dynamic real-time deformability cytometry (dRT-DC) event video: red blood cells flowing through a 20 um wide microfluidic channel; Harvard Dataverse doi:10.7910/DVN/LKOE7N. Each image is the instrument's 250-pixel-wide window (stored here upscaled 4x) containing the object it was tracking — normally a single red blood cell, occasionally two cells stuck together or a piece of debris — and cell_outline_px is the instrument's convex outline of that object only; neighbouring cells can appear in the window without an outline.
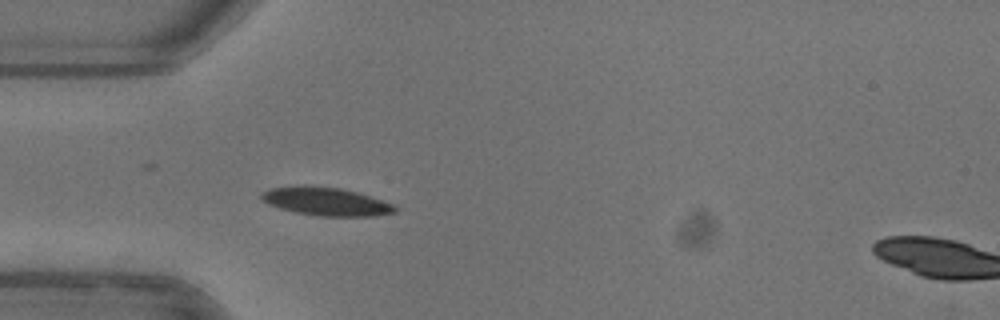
{"species": "common noctule bat (a hibernating species)", "species_latin": "Nyctalus noctula", "temperature_condition": "warm", "stored_images_in_passage": 37, "camera_frame_rate_fps": 3000, "um_per_image_px": 0.085, "animal": {"sex": "female"}, "frame": {"image": 1, "passage_image": 1, "time_ms": 0.0, "image_size_px": [1000, 320], "cell_outline_px": [[396, 212], [376, 216], [320, 216], [296, 212], [280, 208], [268, 204], [260, 196], [268, 188], [300, 184], [312, 184], [340, 188], [356, 192], [396, 204]], "centroid_in_image_um": [27.72, 17.1], "position_along_channel_um": 57.3, "area_um2": 22.25}, "authors_computed_cell_mechanics": {"area_um2": 21.7328, "velocity_mm_per_s": 3.9549, "shape_relaxation_time_tau1_ms": 3.5419, "shape_relaxation_time_tau2_ms": null, "deformation_change_tau1": 0.1143, "deformation_change_tau2": null}}